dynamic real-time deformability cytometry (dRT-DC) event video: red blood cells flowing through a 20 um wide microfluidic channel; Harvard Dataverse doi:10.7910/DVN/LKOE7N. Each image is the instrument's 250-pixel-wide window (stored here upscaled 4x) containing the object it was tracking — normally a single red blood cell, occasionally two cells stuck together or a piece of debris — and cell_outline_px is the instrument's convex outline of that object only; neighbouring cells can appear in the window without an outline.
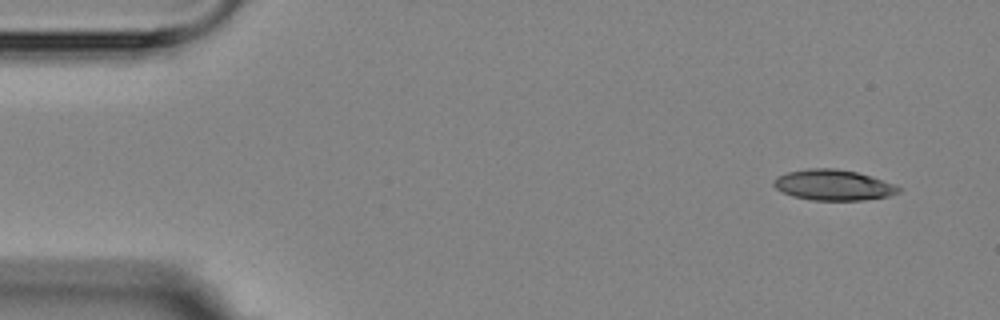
{"species": "Egyptian fruit bat (a non-hibernating species)", "species_latin": "Rousettus aegyptiacus", "temperature_condition": "room temperature", "stored_images_in_passage": 5, "camera_frame_rate_fps": 3000, "um_per_image_px": 0.085, "animal": {"sex": "female"}, "frame": {"image": 1, "passage_image": 1, "time_ms": 0.0, "image_size_px": [1000, 320], "cell_outline_px": [[900, 192], [888, 196], [864, 200], [812, 200], [792, 196], [776, 188], [772, 184], [772, 180], [776, 176], [788, 172], [808, 168], [836, 168], [856, 172], [872, 176], [896, 184], [900, 188]], "centroid_in_image_um": [70.83, 15.72], "position_along_channel_um": 14.2, "area_um2": 22.43}}
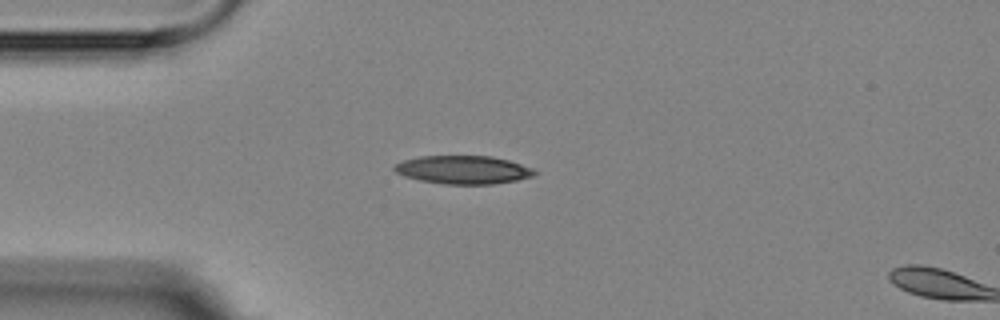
{"frame": {"image": 2, "passage_image": 4, "time_ms": 3.333, "image_size_px": [1000, 320], "cell_outline_px": [[536, 176], [516, 180], [492, 184], [448, 184], [420, 180], [404, 176], [396, 172], [392, 168], [396, 164], [404, 160], [420, 156], [492, 156], [508, 160], [532, 168], [536, 172]], "centroid_in_image_um": [39.38, 14.43], "position_along_channel_um": 45.6, "area_um2": 22.95}}